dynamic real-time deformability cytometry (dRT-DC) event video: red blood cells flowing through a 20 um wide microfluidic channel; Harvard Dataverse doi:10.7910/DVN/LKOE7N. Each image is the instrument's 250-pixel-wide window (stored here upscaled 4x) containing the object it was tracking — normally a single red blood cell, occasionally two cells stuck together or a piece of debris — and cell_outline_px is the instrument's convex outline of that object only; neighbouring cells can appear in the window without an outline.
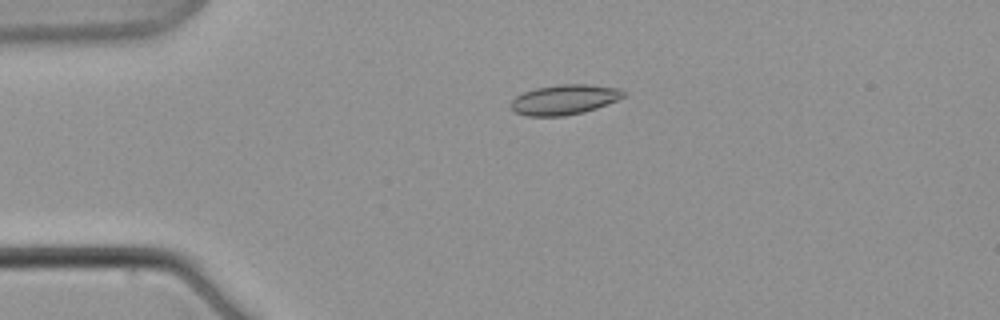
{"species": "common noctule bat (a hibernating species)", "species_latin": "Nyctalus noctula", "temperature_condition": "warm", "stored_images_in_passage": 5, "camera_frame_rate_fps": 3000, "um_per_image_px": 0.085, "animal": {"sex": "male", "body_mass_g": 21.5, "forearm_length_mm": 52.0}, "frame": {"image": 1, "passage_image": 3, "time_ms": 2.333, "image_size_px": [1000, 320], "cell_outline_px": [[628, 92], [624, 96], [616, 100], [596, 108], [584, 112], [564, 116], [528, 116], [516, 112], [508, 104], [516, 96], [524, 92], [536, 88], [560, 84], [588, 84], [620, 88]], "centroid_in_image_um": [47.98, 8.46], "position_along_channel_um": 37.0, "area_um2": 19.71}}